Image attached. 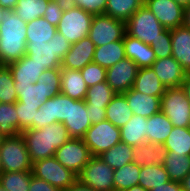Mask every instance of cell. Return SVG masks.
<instances>
[{
	"label": "cell",
	"mask_w": 190,
	"mask_h": 191,
	"mask_svg": "<svg viewBox=\"0 0 190 191\" xmlns=\"http://www.w3.org/2000/svg\"><path fill=\"white\" fill-rule=\"evenodd\" d=\"M147 118L134 115L120 128L121 142L136 147L146 142Z\"/></svg>",
	"instance_id": "27"
},
{
	"label": "cell",
	"mask_w": 190,
	"mask_h": 191,
	"mask_svg": "<svg viewBox=\"0 0 190 191\" xmlns=\"http://www.w3.org/2000/svg\"><path fill=\"white\" fill-rule=\"evenodd\" d=\"M141 167L135 162L125 164L121 168L114 170V191H124L138 185Z\"/></svg>",
	"instance_id": "36"
},
{
	"label": "cell",
	"mask_w": 190,
	"mask_h": 191,
	"mask_svg": "<svg viewBox=\"0 0 190 191\" xmlns=\"http://www.w3.org/2000/svg\"><path fill=\"white\" fill-rule=\"evenodd\" d=\"M151 67L166 88L180 87L186 76V71L172 56L156 59Z\"/></svg>",
	"instance_id": "18"
},
{
	"label": "cell",
	"mask_w": 190,
	"mask_h": 191,
	"mask_svg": "<svg viewBox=\"0 0 190 191\" xmlns=\"http://www.w3.org/2000/svg\"><path fill=\"white\" fill-rule=\"evenodd\" d=\"M134 115L149 118L161 110V96H151L130 88L122 93Z\"/></svg>",
	"instance_id": "19"
},
{
	"label": "cell",
	"mask_w": 190,
	"mask_h": 191,
	"mask_svg": "<svg viewBox=\"0 0 190 191\" xmlns=\"http://www.w3.org/2000/svg\"><path fill=\"white\" fill-rule=\"evenodd\" d=\"M132 88L151 96H162L166 90L152 67L138 69Z\"/></svg>",
	"instance_id": "28"
},
{
	"label": "cell",
	"mask_w": 190,
	"mask_h": 191,
	"mask_svg": "<svg viewBox=\"0 0 190 191\" xmlns=\"http://www.w3.org/2000/svg\"><path fill=\"white\" fill-rule=\"evenodd\" d=\"M0 133L4 137L18 134V115L15 103H0Z\"/></svg>",
	"instance_id": "41"
},
{
	"label": "cell",
	"mask_w": 190,
	"mask_h": 191,
	"mask_svg": "<svg viewBox=\"0 0 190 191\" xmlns=\"http://www.w3.org/2000/svg\"><path fill=\"white\" fill-rule=\"evenodd\" d=\"M115 95L116 92L104 81L89 87L84 100L86 106L106 107Z\"/></svg>",
	"instance_id": "39"
},
{
	"label": "cell",
	"mask_w": 190,
	"mask_h": 191,
	"mask_svg": "<svg viewBox=\"0 0 190 191\" xmlns=\"http://www.w3.org/2000/svg\"><path fill=\"white\" fill-rule=\"evenodd\" d=\"M32 173L35 177L43 179L61 191L77 180V175L61 165L54 156L35 161L32 164Z\"/></svg>",
	"instance_id": "8"
},
{
	"label": "cell",
	"mask_w": 190,
	"mask_h": 191,
	"mask_svg": "<svg viewBox=\"0 0 190 191\" xmlns=\"http://www.w3.org/2000/svg\"><path fill=\"white\" fill-rule=\"evenodd\" d=\"M91 124H96L106 120V107L86 106Z\"/></svg>",
	"instance_id": "50"
},
{
	"label": "cell",
	"mask_w": 190,
	"mask_h": 191,
	"mask_svg": "<svg viewBox=\"0 0 190 191\" xmlns=\"http://www.w3.org/2000/svg\"><path fill=\"white\" fill-rule=\"evenodd\" d=\"M49 0H18L13 12L23 21L30 22L44 16Z\"/></svg>",
	"instance_id": "38"
},
{
	"label": "cell",
	"mask_w": 190,
	"mask_h": 191,
	"mask_svg": "<svg viewBox=\"0 0 190 191\" xmlns=\"http://www.w3.org/2000/svg\"><path fill=\"white\" fill-rule=\"evenodd\" d=\"M30 161L34 163L55 155L56 149L71 139L62 123L56 122L42 129H26L21 132Z\"/></svg>",
	"instance_id": "1"
},
{
	"label": "cell",
	"mask_w": 190,
	"mask_h": 191,
	"mask_svg": "<svg viewBox=\"0 0 190 191\" xmlns=\"http://www.w3.org/2000/svg\"><path fill=\"white\" fill-rule=\"evenodd\" d=\"M26 29V44L48 43L57 32V28L44 17L27 22Z\"/></svg>",
	"instance_id": "31"
},
{
	"label": "cell",
	"mask_w": 190,
	"mask_h": 191,
	"mask_svg": "<svg viewBox=\"0 0 190 191\" xmlns=\"http://www.w3.org/2000/svg\"><path fill=\"white\" fill-rule=\"evenodd\" d=\"M3 140H4V136L0 133V146L2 145Z\"/></svg>",
	"instance_id": "60"
},
{
	"label": "cell",
	"mask_w": 190,
	"mask_h": 191,
	"mask_svg": "<svg viewBox=\"0 0 190 191\" xmlns=\"http://www.w3.org/2000/svg\"><path fill=\"white\" fill-rule=\"evenodd\" d=\"M61 93L74 100H84L88 87L80 70L61 68Z\"/></svg>",
	"instance_id": "25"
},
{
	"label": "cell",
	"mask_w": 190,
	"mask_h": 191,
	"mask_svg": "<svg viewBox=\"0 0 190 191\" xmlns=\"http://www.w3.org/2000/svg\"><path fill=\"white\" fill-rule=\"evenodd\" d=\"M146 142L163 145L174 128L168 117L160 110L147 118Z\"/></svg>",
	"instance_id": "24"
},
{
	"label": "cell",
	"mask_w": 190,
	"mask_h": 191,
	"mask_svg": "<svg viewBox=\"0 0 190 191\" xmlns=\"http://www.w3.org/2000/svg\"><path fill=\"white\" fill-rule=\"evenodd\" d=\"M80 72L88 88L106 81L107 70L94 62L87 64Z\"/></svg>",
	"instance_id": "44"
},
{
	"label": "cell",
	"mask_w": 190,
	"mask_h": 191,
	"mask_svg": "<svg viewBox=\"0 0 190 191\" xmlns=\"http://www.w3.org/2000/svg\"><path fill=\"white\" fill-rule=\"evenodd\" d=\"M92 156H99L121 141L120 128L110 121L91 125L82 138Z\"/></svg>",
	"instance_id": "9"
},
{
	"label": "cell",
	"mask_w": 190,
	"mask_h": 191,
	"mask_svg": "<svg viewBox=\"0 0 190 191\" xmlns=\"http://www.w3.org/2000/svg\"><path fill=\"white\" fill-rule=\"evenodd\" d=\"M6 11H7L6 9L0 7V23L2 22L4 14L6 13Z\"/></svg>",
	"instance_id": "59"
},
{
	"label": "cell",
	"mask_w": 190,
	"mask_h": 191,
	"mask_svg": "<svg viewBox=\"0 0 190 191\" xmlns=\"http://www.w3.org/2000/svg\"><path fill=\"white\" fill-rule=\"evenodd\" d=\"M64 191H95L89 186L83 185L78 179Z\"/></svg>",
	"instance_id": "52"
},
{
	"label": "cell",
	"mask_w": 190,
	"mask_h": 191,
	"mask_svg": "<svg viewBox=\"0 0 190 191\" xmlns=\"http://www.w3.org/2000/svg\"><path fill=\"white\" fill-rule=\"evenodd\" d=\"M143 5L144 0H107L104 14L126 22Z\"/></svg>",
	"instance_id": "33"
},
{
	"label": "cell",
	"mask_w": 190,
	"mask_h": 191,
	"mask_svg": "<svg viewBox=\"0 0 190 191\" xmlns=\"http://www.w3.org/2000/svg\"><path fill=\"white\" fill-rule=\"evenodd\" d=\"M69 3L92 15H100L105 13L107 0H70Z\"/></svg>",
	"instance_id": "48"
},
{
	"label": "cell",
	"mask_w": 190,
	"mask_h": 191,
	"mask_svg": "<svg viewBox=\"0 0 190 191\" xmlns=\"http://www.w3.org/2000/svg\"><path fill=\"white\" fill-rule=\"evenodd\" d=\"M183 191H190V172L181 181Z\"/></svg>",
	"instance_id": "56"
},
{
	"label": "cell",
	"mask_w": 190,
	"mask_h": 191,
	"mask_svg": "<svg viewBox=\"0 0 190 191\" xmlns=\"http://www.w3.org/2000/svg\"><path fill=\"white\" fill-rule=\"evenodd\" d=\"M167 151L163 145H156L145 142L139 146L133 147V162L140 167L163 165Z\"/></svg>",
	"instance_id": "26"
},
{
	"label": "cell",
	"mask_w": 190,
	"mask_h": 191,
	"mask_svg": "<svg viewBox=\"0 0 190 191\" xmlns=\"http://www.w3.org/2000/svg\"><path fill=\"white\" fill-rule=\"evenodd\" d=\"M18 0H0V7L7 11L13 10L17 5Z\"/></svg>",
	"instance_id": "53"
},
{
	"label": "cell",
	"mask_w": 190,
	"mask_h": 191,
	"mask_svg": "<svg viewBox=\"0 0 190 191\" xmlns=\"http://www.w3.org/2000/svg\"><path fill=\"white\" fill-rule=\"evenodd\" d=\"M172 41V57L178 61L182 68L190 72V29L179 26L170 30Z\"/></svg>",
	"instance_id": "22"
},
{
	"label": "cell",
	"mask_w": 190,
	"mask_h": 191,
	"mask_svg": "<svg viewBox=\"0 0 190 191\" xmlns=\"http://www.w3.org/2000/svg\"><path fill=\"white\" fill-rule=\"evenodd\" d=\"M99 157L114 170H117L125 164L133 162V146L120 141Z\"/></svg>",
	"instance_id": "34"
},
{
	"label": "cell",
	"mask_w": 190,
	"mask_h": 191,
	"mask_svg": "<svg viewBox=\"0 0 190 191\" xmlns=\"http://www.w3.org/2000/svg\"><path fill=\"white\" fill-rule=\"evenodd\" d=\"M2 172L32 171V162L21 133L4 137L0 146Z\"/></svg>",
	"instance_id": "4"
},
{
	"label": "cell",
	"mask_w": 190,
	"mask_h": 191,
	"mask_svg": "<svg viewBox=\"0 0 190 191\" xmlns=\"http://www.w3.org/2000/svg\"><path fill=\"white\" fill-rule=\"evenodd\" d=\"M167 152L190 155V127H175L163 144Z\"/></svg>",
	"instance_id": "35"
},
{
	"label": "cell",
	"mask_w": 190,
	"mask_h": 191,
	"mask_svg": "<svg viewBox=\"0 0 190 191\" xmlns=\"http://www.w3.org/2000/svg\"><path fill=\"white\" fill-rule=\"evenodd\" d=\"M69 97L59 93L47 99L42 107L37 109L35 129L68 119Z\"/></svg>",
	"instance_id": "13"
},
{
	"label": "cell",
	"mask_w": 190,
	"mask_h": 191,
	"mask_svg": "<svg viewBox=\"0 0 190 191\" xmlns=\"http://www.w3.org/2000/svg\"><path fill=\"white\" fill-rule=\"evenodd\" d=\"M126 33L125 22L100 14L94 15L88 37L96 47L122 40Z\"/></svg>",
	"instance_id": "11"
},
{
	"label": "cell",
	"mask_w": 190,
	"mask_h": 191,
	"mask_svg": "<svg viewBox=\"0 0 190 191\" xmlns=\"http://www.w3.org/2000/svg\"><path fill=\"white\" fill-rule=\"evenodd\" d=\"M0 191H6V190L0 185Z\"/></svg>",
	"instance_id": "61"
},
{
	"label": "cell",
	"mask_w": 190,
	"mask_h": 191,
	"mask_svg": "<svg viewBox=\"0 0 190 191\" xmlns=\"http://www.w3.org/2000/svg\"><path fill=\"white\" fill-rule=\"evenodd\" d=\"M37 83H40L45 89H61V68H52L44 70Z\"/></svg>",
	"instance_id": "47"
},
{
	"label": "cell",
	"mask_w": 190,
	"mask_h": 191,
	"mask_svg": "<svg viewBox=\"0 0 190 191\" xmlns=\"http://www.w3.org/2000/svg\"><path fill=\"white\" fill-rule=\"evenodd\" d=\"M124 191H147L140 185H135L133 187H130L129 189H126Z\"/></svg>",
	"instance_id": "58"
},
{
	"label": "cell",
	"mask_w": 190,
	"mask_h": 191,
	"mask_svg": "<svg viewBox=\"0 0 190 191\" xmlns=\"http://www.w3.org/2000/svg\"><path fill=\"white\" fill-rule=\"evenodd\" d=\"M160 107L173 126L190 127V101L181 86L166 88Z\"/></svg>",
	"instance_id": "7"
},
{
	"label": "cell",
	"mask_w": 190,
	"mask_h": 191,
	"mask_svg": "<svg viewBox=\"0 0 190 191\" xmlns=\"http://www.w3.org/2000/svg\"><path fill=\"white\" fill-rule=\"evenodd\" d=\"M126 58L123 39L95 48L93 62L108 69Z\"/></svg>",
	"instance_id": "29"
},
{
	"label": "cell",
	"mask_w": 190,
	"mask_h": 191,
	"mask_svg": "<svg viewBox=\"0 0 190 191\" xmlns=\"http://www.w3.org/2000/svg\"><path fill=\"white\" fill-rule=\"evenodd\" d=\"M95 48V44L88 36L82 38L76 43H73L70 50L62 60L61 68L70 70L83 69L87 64L93 62Z\"/></svg>",
	"instance_id": "17"
},
{
	"label": "cell",
	"mask_w": 190,
	"mask_h": 191,
	"mask_svg": "<svg viewBox=\"0 0 190 191\" xmlns=\"http://www.w3.org/2000/svg\"><path fill=\"white\" fill-rule=\"evenodd\" d=\"M138 69L137 64L126 57L106 69V82L116 93H124L133 87Z\"/></svg>",
	"instance_id": "14"
},
{
	"label": "cell",
	"mask_w": 190,
	"mask_h": 191,
	"mask_svg": "<svg viewBox=\"0 0 190 191\" xmlns=\"http://www.w3.org/2000/svg\"><path fill=\"white\" fill-rule=\"evenodd\" d=\"M85 100H74L69 97L68 119L62 124L68 130L71 138L82 139L91 127Z\"/></svg>",
	"instance_id": "16"
},
{
	"label": "cell",
	"mask_w": 190,
	"mask_h": 191,
	"mask_svg": "<svg viewBox=\"0 0 190 191\" xmlns=\"http://www.w3.org/2000/svg\"><path fill=\"white\" fill-rule=\"evenodd\" d=\"M29 191H61L59 188L54 187L43 179L37 178L33 175L31 177Z\"/></svg>",
	"instance_id": "49"
},
{
	"label": "cell",
	"mask_w": 190,
	"mask_h": 191,
	"mask_svg": "<svg viewBox=\"0 0 190 191\" xmlns=\"http://www.w3.org/2000/svg\"><path fill=\"white\" fill-rule=\"evenodd\" d=\"M7 66L11 70L14 82H18V85L36 83L41 73L46 70L41 65L32 61L27 54Z\"/></svg>",
	"instance_id": "23"
},
{
	"label": "cell",
	"mask_w": 190,
	"mask_h": 191,
	"mask_svg": "<svg viewBox=\"0 0 190 191\" xmlns=\"http://www.w3.org/2000/svg\"><path fill=\"white\" fill-rule=\"evenodd\" d=\"M26 22L6 11L0 23V65H8L26 55Z\"/></svg>",
	"instance_id": "2"
},
{
	"label": "cell",
	"mask_w": 190,
	"mask_h": 191,
	"mask_svg": "<svg viewBox=\"0 0 190 191\" xmlns=\"http://www.w3.org/2000/svg\"><path fill=\"white\" fill-rule=\"evenodd\" d=\"M149 9L165 29H174L183 25L184 8L174 0H144Z\"/></svg>",
	"instance_id": "15"
},
{
	"label": "cell",
	"mask_w": 190,
	"mask_h": 191,
	"mask_svg": "<svg viewBox=\"0 0 190 191\" xmlns=\"http://www.w3.org/2000/svg\"><path fill=\"white\" fill-rule=\"evenodd\" d=\"M170 181L168 173L163 165L142 166L139 173V183L145 190L150 191L154 187Z\"/></svg>",
	"instance_id": "37"
},
{
	"label": "cell",
	"mask_w": 190,
	"mask_h": 191,
	"mask_svg": "<svg viewBox=\"0 0 190 191\" xmlns=\"http://www.w3.org/2000/svg\"><path fill=\"white\" fill-rule=\"evenodd\" d=\"M17 93V101L30 106L42 107L47 99L61 93V89H45L40 83L18 85L14 83Z\"/></svg>",
	"instance_id": "21"
},
{
	"label": "cell",
	"mask_w": 190,
	"mask_h": 191,
	"mask_svg": "<svg viewBox=\"0 0 190 191\" xmlns=\"http://www.w3.org/2000/svg\"><path fill=\"white\" fill-rule=\"evenodd\" d=\"M66 0H49L44 18L53 26L57 27L65 10Z\"/></svg>",
	"instance_id": "46"
},
{
	"label": "cell",
	"mask_w": 190,
	"mask_h": 191,
	"mask_svg": "<svg viewBox=\"0 0 190 191\" xmlns=\"http://www.w3.org/2000/svg\"><path fill=\"white\" fill-rule=\"evenodd\" d=\"M177 4L182 6L183 8L187 7L190 5V0H174Z\"/></svg>",
	"instance_id": "57"
},
{
	"label": "cell",
	"mask_w": 190,
	"mask_h": 191,
	"mask_svg": "<svg viewBox=\"0 0 190 191\" xmlns=\"http://www.w3.org/2000/svg\"><path fill=\"white\" fill-rule=\"evenodd\" d=\"M183 26L190 29V5L184 8Z\"/></svg>",
	"instance_id": "55"
},
{
	"label": "cell",
	"mask_w": 190,
	"mask_h": 191,
	"mask_svg": "<svg viewBox=\"0 0 190 191\" xmlns=\"http://www.w3.org/2000/svg\"><path fill=\"white\" fill-rule=\"evenodd\" d=\"M93 17L94 15L68 2L56 27L57 32L71 44L76 43L89 35Z\"/></svg>",
	"instance_id": "5"
},
{
	"label": "cell",
	"mask_w": 190,
	"mask_h": 191,
	"mask_svg": "<svg viewBox=\"0 0 190 191\" xmlns=\"http://www.w3.org/2000/svg\"><path fill=\"white\" fill-rule=\"evenodd\" d=\"M18 115V134L26 129H35L36 113L39 106H30L19 101L15 102Z\"/></svg>",
	"instance_id": "43"
},
{
	"label": "cell",
	"mask_w": 190,
	"mask_h": 191,
	"mask_svg": "<svg viewBox=\"0 0 190 191\" xmlns=\"http://www.w3.org/2000/svg\"><path fill=\"white\" fill-rule=\"evenodd\" d=\"M126 34L147 45L155 41L165 30L154 14L143 5L126 22Z\"/></svg>",
	"instance_id": "6"
},
{
	"label": "cell",
	"mask_w": 190,
	"mask_h": 191,
	"mask_svg": "<svg viewBox=\"0 0 190 191\" xmlns=\"http://www.w3.org/2000/svg\"><path fill=\"white\" fill-rule=\"evenodd\" d=\"M71 45L62 34L56 32L48 43L26 44V54L46 70L61 68L62 60Z\"/></svg>",
	"instance_id": "3"
},
{
	"label": "cell",
	"mask_w": 190,
	"mask_h": 191,
	"mask_svg": "<svg viewBox=\"0 0 190 191\" xmlns=\"http://www.w3.org/2000/svg\"><path fill=\"white\" fill-rule=\"evenodd\" d=\"M150 46L154 50L157 59L172 56V41L170 29H165Z\"/></svg>",
	"instance_id": "45"
},
{
	"label": "cell",
	"mask_w": 190,
	"mask_h": 191,
	"mask_svg": "<svg viewBox=\"0 0 190 191\" xmlns=\"http://www.w3.org/2000/svg\"><path fill=\"white\" fill-rule=\"evenodd\" d=\"M181 87L185 91L186 97L190 101V72L186 73L185 79L183 80Z\"/></svg>",
	"instance_id": "54"
},
{
	"label": "cell",
	"mask_w": 190,
	"mask_h": 191,
	"mask_svg": "<svg viewBox=\"0 0 190 191\" xmlns=\"http://www.w3.org/2000/svg\"><path fill=\"white\" fill-rule=\"evenodd\" d=\"M114 169L99 156H92L77 179L95 191H114Z\"/></svg>",
	"instance_id": "10"
},
{
	"label": "cell",
	"mask_w": 190,
	"mask_h": 191,
	"mask_svg": "<svg viewBox=\"0 0 190 191\" xmlns=\"http://www.w3.org/2000/svg\"><path fill=\"white\" fill-rule=\"evenodd\" d=\"M54 157L61 165L78 176L92 155L83 139L71 138L56 149Z\"/></svg>",
	"instance_id": "12"
},
{
	"label": "cell",
	"mask_w": 190,
	"mask_h": 191,
	"mask_svg": "<svg viewBox=\"0 0 190 191\" xmlns=\"http://www.w3.org/2000/svg\"><path fill=\"white\" fill-rule=\"evenodd\" d=\"M14 78L7 65H0V103L17 102Z\"/></svg>",
	"instance_id": "42"
},
{
	"label": "cell",
	"mask_w": 190,
	"mask_h": 191,
	"mask_svg": "<svg viewBox=\"0 0 190 191\" xmlns=\"http://www.w3.org/2000/svg\"><path fill=\"white\" fill-rule=\"evenodd\" d=\"M150 191H183L181 182L168 181L159 185L158 187H154Z\"/></svg>",
	"instance_id": "51"
},
{
	"label": "cell",
	"mask_w": 190,
	"mask_h": 191,
	"mask_svg": "<svg viewBox=\"0 0 190 191\" xmlns=\"http://www.w3.org/2000/svg\"><path fill=\"white\" fill-rule=\"evenodd\" d=\"M163 166L170 180L181 182L190 172V155L167 152Z\"/></svg>",
	"instance_id": "32"
},
{
	"label": "cell",
	"mask_w": 190,
	"mask_h": 191,
	"mask_svg": "<svg viewBox=\"0 0 190 191\" xmlns=\"http://www.w3.org/2000/svg\"><path fill=\"white\" fill-rule=\"evenodd\" d=\"M133 116L125 96L116 93L111 102L106 106V120L117 128L123 127Z\"/></svg>",
	"instance_id": "30"
},
{
	"label": "cell",
	"mask_w": 190,
	"mask_h": 191,
	"mask_svg": "<svg viewBox=\"0 0 190 191\" xmlns=\"http://www.w3.org/2000/svg\"><path fill=\"white\" fill-rule=\"evenodd\" d=\"M32 171L0 173V185L6 191H29Z\"/></svg>",
	"instance_id": "40"
},
{
	"label": "cell",
	"mask_w": 190,
	"mask_h": 191,
	"mask_svg": "<svg viewBox=\"0 0 190 191\" xmlns=\"http://www.w3.org/2000/svg\"><path fill=\"white\" fill-rule=\"evenodd\" d=\"M125 56L133 60L138 68L151 67L156 61V55L150 45L125 33L123 37Z\"/></svg>",
	"instance_id": "20"
}]
</instances>
